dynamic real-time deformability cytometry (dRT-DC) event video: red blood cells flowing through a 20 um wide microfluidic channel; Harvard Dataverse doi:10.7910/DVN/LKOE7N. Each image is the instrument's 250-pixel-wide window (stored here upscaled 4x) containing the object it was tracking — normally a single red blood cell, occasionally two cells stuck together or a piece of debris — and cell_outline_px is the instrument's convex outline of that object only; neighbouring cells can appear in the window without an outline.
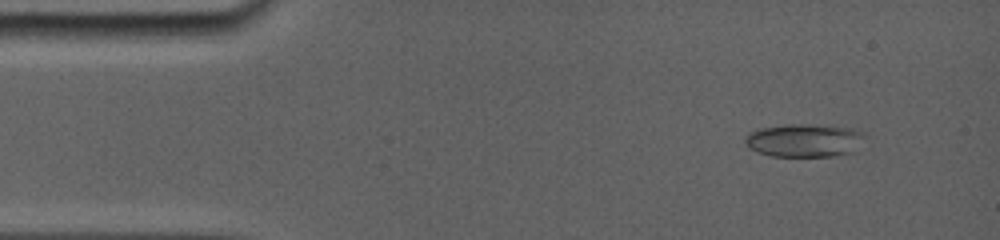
{"species": "common noctule bat (a hibernating species)", "species_latin": "Nyctalus noctula", "temperature_condition": "room temperature", "stored_images_in_passage": 5, "camera_frame_rate_fps": 5000, "um_per_image_px": 0.085, "animal": {"sex": "female", "body_mass_g": 19.0, "forearm_length_mm": 56.7}, "frame": {"image": 1, "passage_image": 2, "time_ms": 1.2, "image_size_px": [1000, 240], "cell_outline_px": [[852, 132], [836, 152], [824, 156], [776, 156], [760, 152], [752, 148], [748, 144], [748, 136], [752, 132], [764, 128], [840, 128]], "centroid_in_image_um": [67.84, 12.0], "position_along_channel_um": 17.2, "area_um2": 17.86}}
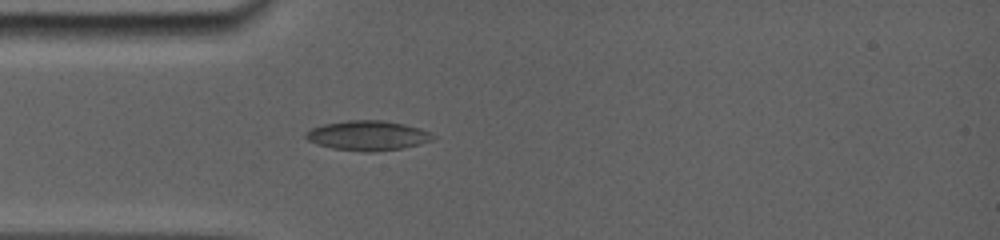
{"frame": {"image": 2, "passage_image": 5, "time_ms": 4.2, "image_size_px": [1000, 240], "cell_outline_px": [[424, 140], [416, 144], [400, 148], [336, 148], [320, 144], [304, 136], [312, 128], [324, 124], [348, 120], [380, 120], [400, 124], [416, 128], [424, 132]], "centroid_in_image_um": [31.07, 11.45], "position_along_channel_um": 53.9, "area_um2": 19.42}}